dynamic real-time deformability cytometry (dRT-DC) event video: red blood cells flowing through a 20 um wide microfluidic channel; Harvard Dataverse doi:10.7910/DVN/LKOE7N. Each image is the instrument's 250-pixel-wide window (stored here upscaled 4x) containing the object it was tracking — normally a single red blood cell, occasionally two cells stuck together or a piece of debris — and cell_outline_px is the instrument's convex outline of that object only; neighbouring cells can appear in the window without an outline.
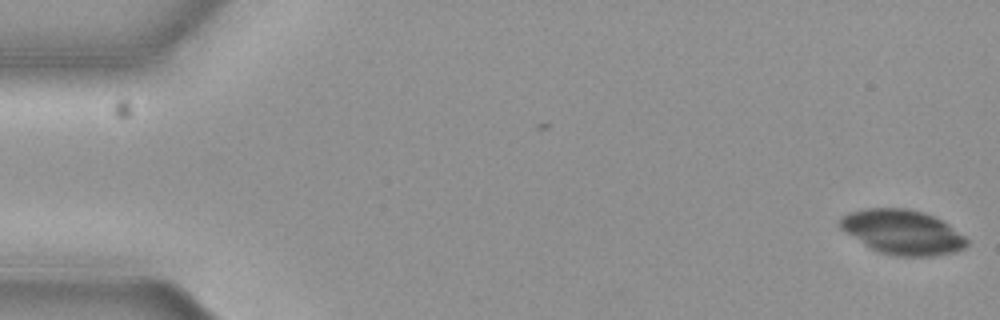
{"species": "common noctule bat (a hibernating species)", "species_latin": "Nyctalus noctula", "temperature_condition": "cold", "stored_images_in_passage": 56, "camera_frame_rate_fps": 3000, "um_per_image_px": 0.085, "animal": {"sex": "female", "body_mass_g": 19.3, "forearm_length_mm": 54.1}, "frame": {"image": 1, "passage_image": 1, "time_ms": 0.0, "image_size_px": [1000, 320], "cell_outline_px": [[968, 244], [964, 248], [952, 252], [936, 256], [896, 256], [880, 252], [872, 248], [840, 228], [840, 220], [848, 212], [868, 208], [908, 208], [932, 216], [948, 224], [964, 236], [968, 240]], "centroid_in_image_um": [76.73, 19.73], "position_along_channel_um": 8.3, "area_um2": 32.37}}